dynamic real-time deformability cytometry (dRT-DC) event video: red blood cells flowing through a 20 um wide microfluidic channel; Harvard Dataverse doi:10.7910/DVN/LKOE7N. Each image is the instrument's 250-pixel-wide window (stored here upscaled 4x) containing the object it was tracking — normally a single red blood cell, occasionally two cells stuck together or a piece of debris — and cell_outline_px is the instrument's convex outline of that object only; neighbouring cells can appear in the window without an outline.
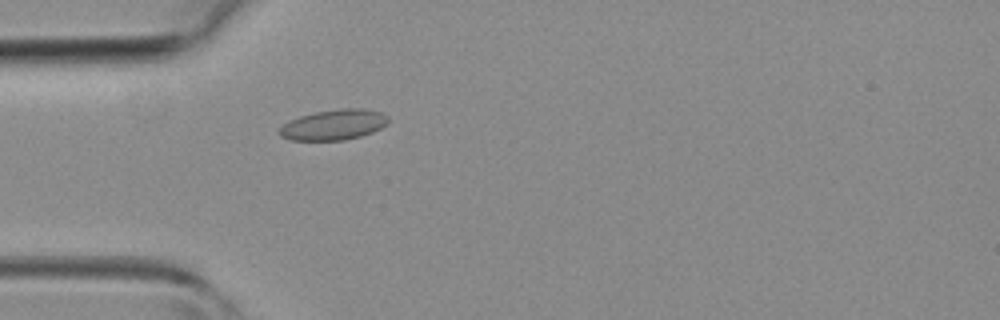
{"species": "common noctule bat (a hibernating species)", "species_latin": "Nyctalus noctula", "temperature_condition": "room temperature", "stored_images_in_passage": 33, "camera_frame_rate_fps": 3000, "um_per_image_px": 0.085, "animal": {"sex": "female", "body_mass_g": 19.3, "forearm_length_mm": 54.1}, "frame": {"image": 1, "passage_image": 2, "time_ms": 0.333, "image_size_px": [1000, 320], "cell_outline_px": [[388, 124], [372, 132], [360, 136], [344, 140], [292, 140], [280, 136], [276, 132], [288, 120], [300, 116], [316, 112], [340, 108], [364, 108], [380, 112], [388, 116]], "centroid_in_image_um": [28.36, 10.6], "position_along_channel_um": 56.6, "area_um2": 19.36}}
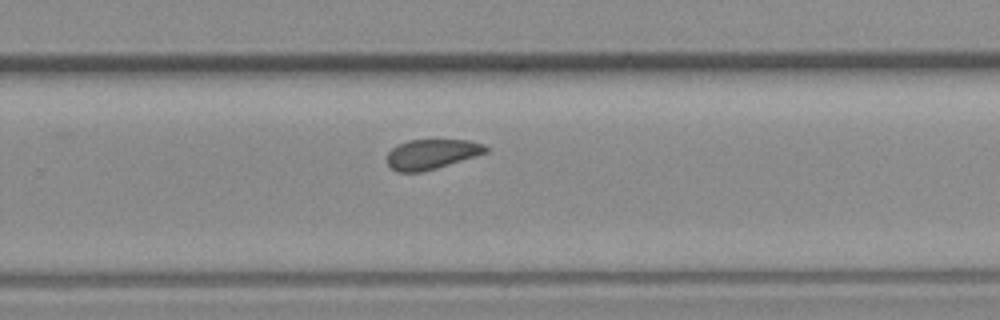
{"frame": {"image": 2, "passage_image": 17, "time_ms": 5.333, "image_size_px": [1000, 320], "cell_outline_px": [[488, 152], [424, 172], [396, 172], [388, 164], [388, 152], [396, 144], [408, 140], [468, 140], [484, 144], [488, 148]], "centroid_in_image_um": [36.68, 13.1], "position_along_channel_um": 293.1, "area_um2": 17.22}}
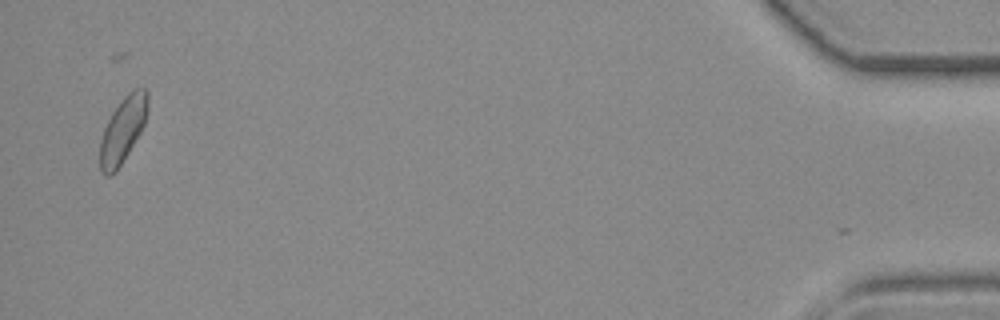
{"frame": {"image": 3, "passage_image": 31, "time_ms": 10.0, "image_size_px": [1000, 320], "cell_outline_px": [[148, 108], [144, 124], [140, 132], [116, 172], [112, 176], [104, 176], [100, 172], [100, 140], [104, 128], [112, 112], [124, 96], [132, 88], [144, 88], [148, 92]], "centroid_in_image_um": [10.43, 11.04], "position_along_channel_um": 424.8, "area_um2": 18.26}}